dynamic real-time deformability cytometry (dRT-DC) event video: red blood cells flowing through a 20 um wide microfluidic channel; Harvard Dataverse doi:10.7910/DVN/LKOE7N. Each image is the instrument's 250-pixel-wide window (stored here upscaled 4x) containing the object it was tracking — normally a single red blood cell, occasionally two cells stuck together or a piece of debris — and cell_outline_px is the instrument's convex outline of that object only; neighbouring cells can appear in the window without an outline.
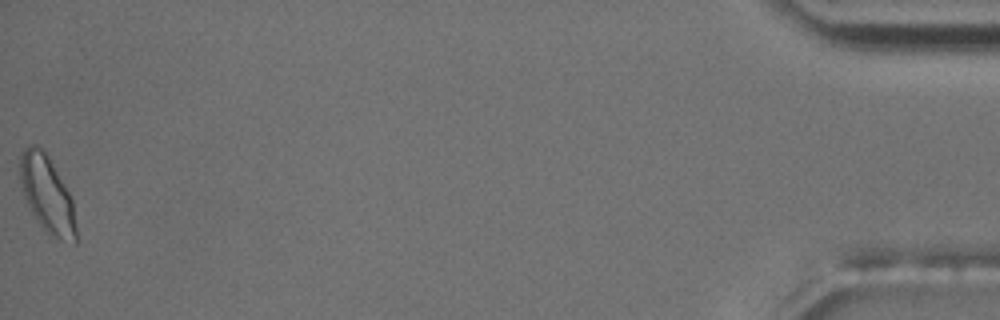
{"species": "common noctule bat (a hibernating species)", "species_latin": "Nyctalus noctula", "temperature_condition": "room temperature", "stored_images_in_passage": 55, "camera_frame_rate_fps": 3000, "um_per_image_px": 0.085, "animal": {"sex": "male", "body_mass_g": 17.5, "forearm_length_mm": 52.3}, "frame": {"image": 1, "passage_image": 55, "time_ms": 18.0, "image_size_px": [1000, 320], "cell_outline_px": [[76, 244], [60, 240], [48, 236], [36, 220], [24, 196], [20, 180], [20, 152], [28, 144], [36, 144], [48, 156], [68, 192], [72, 200], [76, 228]], "centroid_in_image_um": [3.99, 16.55], "position_along_channel_um": 431.2, "area_um2": 24.97}, "authors_computed_cell_mechanics": {"area_um2": 19.1896, "velocity_mm_per_s": 3.6794, "shape_relaxation_time_tau1_ms": 6.5232, "shape_relaxation_time_tau2_ms": 1.6097, "deformation_change_tau1": 0.1109, "deformation_change_tau2": 0.0602}}